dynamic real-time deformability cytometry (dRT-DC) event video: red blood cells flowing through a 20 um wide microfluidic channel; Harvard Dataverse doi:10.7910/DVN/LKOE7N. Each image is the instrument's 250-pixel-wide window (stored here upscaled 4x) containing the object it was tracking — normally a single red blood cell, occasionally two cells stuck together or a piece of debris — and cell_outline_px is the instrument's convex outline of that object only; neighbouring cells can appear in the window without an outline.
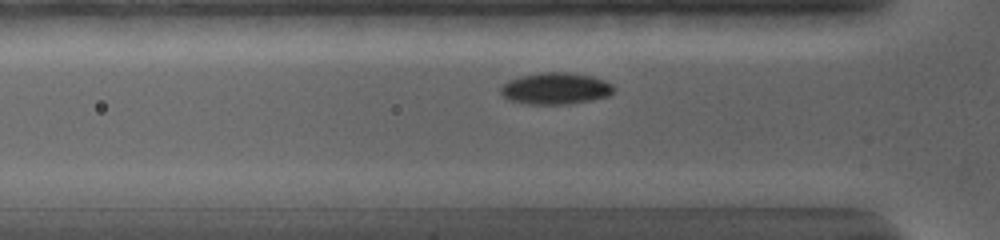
{"species": "common noctule bat (a hibernating species)", "species_latin": "Nyctalus noctula", "temperature_condition": "warm", "stored_images_in_passage": 32, "camera_frame_rate_fps": 5000, "um_per_image_px": 0.085, "animal": {"sex": "female", "body_mass_g": 19.0, "forearm_length_mm": 56.7}, "frame": {"image": 1, "passage_image": 7, "time_ms": 2.2, "image_size_px": [1000, 240], "cell_outline_px": [[612, 92], [608, 96], [592, 100], [568, 104], [528, 104], [508, 100], [500, 92], [500, 88], [508, 80], [520, 76], [540, 72], [568, 72], [592, 76], [604, 80], [612, 84]], "centroid_in_image_um": [47.2, 7.52], "position_along_channel_um": 78.6, "area_um2": 20.87}}
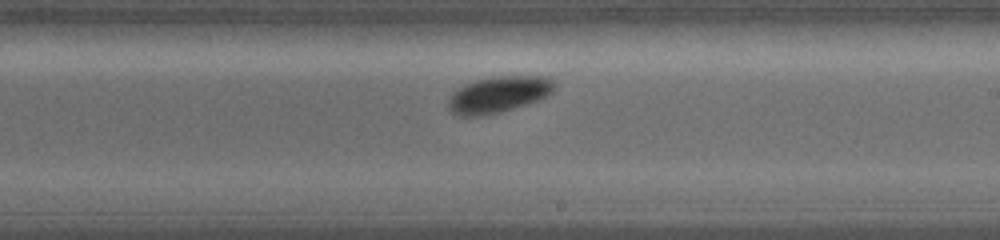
{"frame": {"image": 2, "passage_image": 19, "time_ms": 6.8, "image_size_px": [1000, 240], "cell_outline_px": [[556, 88], [548, 96], [500, 112], [480, 116], [464, 116], [452, 112], [448, 108], [448, 96], [452, 92], [464, 84], [476, 80], [500, 76], [544, 76], [552, 80], [556, 84]], "centroid_in_image_um": [42.36, 8.02], "position_along_channel_um": 246.6, "area_um2": 22.31}}
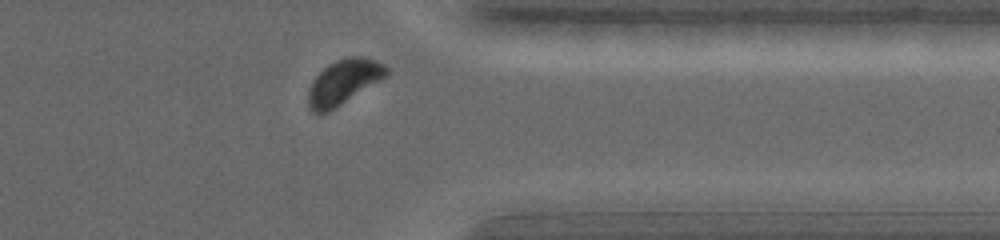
{"frame": {"image": 3, "passage_image": 29, "time_ms": 10.6, "image_size_px": [1000, 240], "cell_outline_px": [[388, 76], [328, 112], [312, 112], [308, 104], [308, 88], [312, 80], [328, 64], [336, 60], [348, 56], [364, 56], [376, 60], [384, 64], [388, 68]], "centroid_in_image_um": [29.22, 6.94], "position_along_channel_um": 382.2, "area_um2": 20.46}, "authors_computed_cell_mechanics": {"area_um2": 20.6346, "velocity_mm_per_s": 3.6635, "shape_relaxation_time_tau1_ms": 1.089, "shape_relaxation_time_tau2_ms": null, "deformation_change_tau1": 0.0706, "deformation_change_tau2": null}}